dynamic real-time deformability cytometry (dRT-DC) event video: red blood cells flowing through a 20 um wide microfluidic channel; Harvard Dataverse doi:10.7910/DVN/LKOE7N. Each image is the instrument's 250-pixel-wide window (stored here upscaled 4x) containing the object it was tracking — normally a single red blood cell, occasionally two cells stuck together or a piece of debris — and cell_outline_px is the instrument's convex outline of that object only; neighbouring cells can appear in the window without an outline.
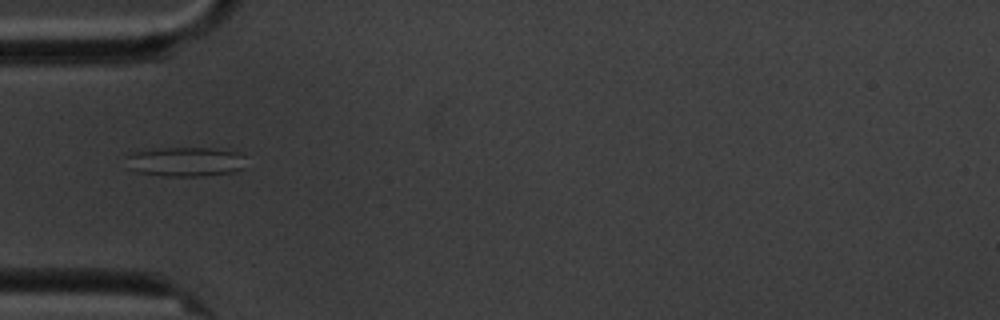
{"species": "common noctule bat (a hibernating species)", "species_latin": "Nyctalus noctula", "temperature_condition": "cold", "stored_images_in_passage": 7, "camera_frame_rate_fps": 3000, "um_per_image_px": 0.085, "animal": {"sex": "male", "body_mass_g": 20.1, "forearm_length_mm": 53.5}, "frame": {"image": 1, "passage_image": 5, "time_ms": 5.667, "image_size_px": [1000, 320], "cell_outline_px": [[244, 168], [232, 172], [200, 176], [160, 176], [136, 172], [128, 168], [124, 156], [136, 148], [212, 148], [236, 152], [244, 156]], "centroid_in_image_um": [15.62, 13.73], "position_along_channel_um": 69.4, "area_um2": 21.15}}
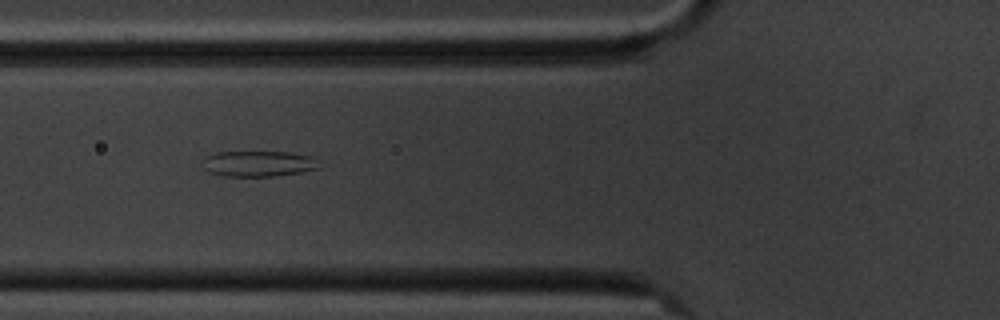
{"frame": {"image": 2, "passage_image": 6, "time_ms": 6.667, "image_size_px": [1000, 320], "cell_outline_px": [[320, 168], [300, 172], [276, 176], [224, 176], [208, 172], [204, 168], [204, 156], [216, 152], [288, 152], [312, 156], [316, 160]], "centroid_in_image_um": [21.95, 13.91], "position_along_channel_um": 103.9, "area_um2": 17.46}}